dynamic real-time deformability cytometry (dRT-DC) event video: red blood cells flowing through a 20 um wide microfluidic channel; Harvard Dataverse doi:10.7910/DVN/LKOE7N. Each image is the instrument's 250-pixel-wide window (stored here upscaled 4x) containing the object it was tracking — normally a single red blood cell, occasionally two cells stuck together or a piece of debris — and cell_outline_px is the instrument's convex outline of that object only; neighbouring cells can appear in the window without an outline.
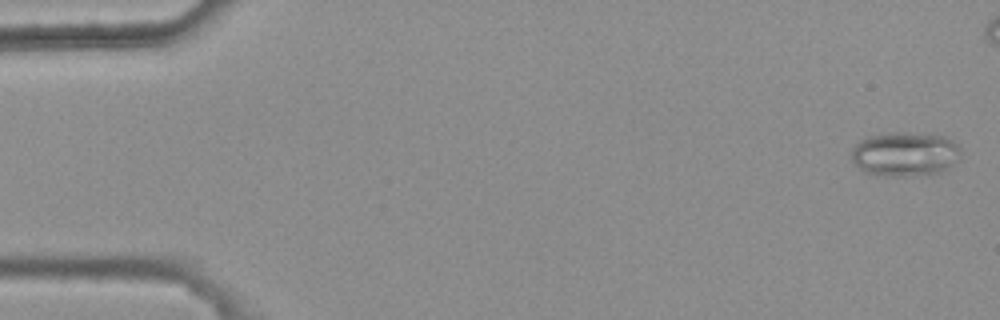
{"species": "common noctule bat (a hibernating species)", "species_latin": "Nyctalus noctula", "temperature_condition": "warm", "stored_images_in_passage": 7, "camera_frame_rate_fps": 3000, "um_per_image_px": 0.085, "animal": {"sex": "female", "body_mass_g": 25.1}, "frame": {"image": 1, "passage_image": 1, "time_ms": 0.0, "image_size_px": [1000, 320], "cell_outline_px": [[960, 152], [952, 164], [948, 168], [940, 172], [908, 176], [880, 176], [864, 172], [852, 160], [852, 148], [860, 140], [868, 136], [892, 132], [904, 132], [944, 136], [956, 144], [960, 148]], "centroid_in_image_um": [76.87, 13.1], "position_along_channel_um": 8.1, "area_um2": 28.03}}